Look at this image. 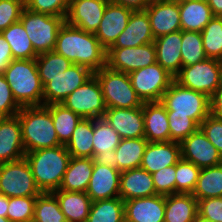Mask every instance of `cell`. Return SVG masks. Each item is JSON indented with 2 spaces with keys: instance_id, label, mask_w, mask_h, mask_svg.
Returning a JSON list of instances; mask_svg holds the SVG:
<instances>
[{
  "instance_id": "836d02e7",
  "label": "cell",
  "mask_w": 222,
  "mask_h": 222,
  "mask_svg": "<svg viewBox=\"0 0 222 222\" xmlns=\"http://www.w3.org/2000/svg\"><path fill=\"white\" fill-rule=\"evenodd\" d=\"M0 34L9 43L14 59H34L38 56L20 21L11 24Z\"/></svg>"
},
{
  "instance_id": "c3c4849f",
  "label": "cell",
  "mask_w": 222,
  "mask_h": 222,
  "mask_svg": "<svg viewBox=\"0 0 222 222\" xmlns=\"http://www.w3.org/2000/svg\"><path fill=\"white\" fill-rule=\"evenodd\" d=\"M21 106L16 102L9 84L0 74V116L11 117L18 114Z\"/></svg>"
},
{
  "instance_id": "d4e9b609",
  "label": "cell",
  "mask_w": 222,
  "mask_h": 222,
  "mask_svg": "<svg viewBox=\"0 0 222 222\" xmlns=\"http://www.w3.org/2000/svg\"><path fill=\"white\" fill-rule=\"evenodd\" d=\"M119 194L124 201L157 195L152 175L141 167L121 172Z\"/></svg>"
},
{
  "instance_id": "ac0fdd59",
  "label": "cell",
  "mask_w": 222,
  "mask_h": 222,
  "mask_svg": "<svg viewBox=\"0 0 222 222\" xmlns=\"http://www.w3.org/2000/svg\"><path fill=\"white\" fill-rule=\"evenodd\" d=\"M132 10L111 1L107 3L104 15L97 31L94 33L100 44L108 50L126 28Z\"/></svg>"
},
{
  "instance_id": "ee69618b",
  "label": "cell",
  "mask_w": 222,
  "mask_h": 222,
  "mask_svg": "<svg viewBox=\"0 0 222 222\" xmlns=\"http://www.w3.org/2000/svg\"><path fill=\"white\" fill-rule=\"evenodd\" d=\"M170 141L181 143L200 126L190 117L173 115V111H167Z\"/></svg>"
},
{
  "instance_id": "681fc988",
  "label": "cell",
  "mask_w": 222,
  "mask_h": 222,
  "mask_svg": "<svg viewBox=\"0 0 222 222\" xmlns=\"http://www.w3.org/2000/svg\"><path fill=\"white\" fill-rule=\"evenodd\" d=\"M200 128L222 156V119L210 113L201 122Z\"/></svg>"
},
{
  "instance_id": "e0dca14e",
  "label": "cell",
  "mask_w": 222,
  "mask_h": 222,
  "mask_svg": "<svg viewBox=\"0 0 222 222\" xmlns=\"http://www.w3.org/2000/svg\"><path fill=\"white\" fill-rule=\"evenodd\" d=\"M103 117L121 139L145 137L143 105L136 108H107Z\"/></svg>"
},
{
  "instance_id": "db71d44e",
  "label": "cell",
  "mask_w": 222,
  "mask_h": 222,
  "mask_svg": "<svg viewBox=\"0 0 222 222\" xmlns=\"http://www.w3.org/2000/svg\"><path fill=\"white\" fill-rule=\"evenodd\" d=\"M210 113L222 119V83L210 98Z\"/></svg>"
},
{
  "instance_id": "4fadbf2b",
  "label": "cell",
  "mask_w": 222,
  "mask_h": 222,
  "mask_svg": "<svg viewBox=\"0 0 222 222\" xmlns=\"http://www.w3.org/2000/svg\"><path fill=\"white\" fill-rule=\"evenodd\" d=\"M154 42L137 47L109 48L106 65L115 71L130 73L156 63Z\"/></svg>"
},
{
  "instance_id": "bcb514c9",
  "label": "cell",
  "mask_w": 222,
  "mask_h": 222,
  "mask_svg": "<svg viewBox=\"0 0 222 222\" xmlns=\"http://www.w3.org/2000/svg\"><path fill=\"white\" fill-rule=\"evenodd\" d=\"M25 0H0V32L20 20Z\"/></svg>"
},
{
  "instance_id": "603a6c76",
  "label": "cell",
  "mask_w": 222,
  "mask_h": 222,
  "mask_svg": "<svg viewBox=\"0 0 222 222\" xmlns=\"http://www.w3.org/2000/svg\"><path fill=\"white\" fill-rule=\"evenodd\" d=\"M181 159V146L178 142H148L141 168L150 174L168 167L176 165Z\"/></svg>"
},
{
  "instance_id": "8fae6325",
  "label": "cell",
  "mask_w": 222,
  "mask_h": 222,
  "mask_svg": "<svg viewBox=\"0 0 222 222\" xmlns=\"http://www.w3.org/2000/svg\"><path fill=\"white\" fill-rule=\"evenodd\" d=\"M61 104L85 119L103 117L107 109L95 75L75 89Z\"/></svg>"
},
{
  "instance_id": "cb8c5ba5",
  "label": "cell",
  "mask_w": 222,
  "mask_h": 222,
  "mask_svg": "<svg viewBox=\"0 0 222 222\" xmlns=\"http://www.w3.org/2000/svg\"><path fill=\"white\" fill-rule=\"evenodd\" d=\"M182 30L160 36L154 40L156 61L175 77L181 70Z\"/></svg>"
},
{
  "instance_id": "f546056e",
  "label": "cell",
  "mask_w": 222,
  "mask_h": 222,
  "mask_svg": "<svg viewBox=\"0 0 222 222\" xmlns=\"http://www.w3.org/2000/svg\"><path fill=\"white\" fill-rule=\"evenodd\" d=\"M181 30L201 32L214 17L207 2L179 1Z\"/></svg>"
},
{
  "instance_id": "7a4b0ae2",
  "label": "cell",
  "mask_w": 222,
  "mask_h": 222,
  "mask_svg": "<svg viewBox=\"0 0 222 222\" xmlns=\"http://www.w3.org/2000/svg\"><path fill=\"white\" fill-rule=\"evenodd\" d=\"M24 157L42 193L59 190L71 159L65 145L30 151Z\"/></svg>"
},
{
  "instance_id": "8d00e7d4",
  "label": "cell",
  "mask_w": 222,
  "mask_h": 222,
  "mask_svg": "<svg viewBox=\"0 0 222 222\" xmlns=\"http://www.w3.org/2000/svg\"><path fill=\"white\" fill-rule=\"evenodd\" d=\"M120 140L119 134L104 117L93 119V154L115 150Z\"/></svg>"
},
{
  "instance_id": "6125c7cd",
  "label": "cell",
  "mask_w": 222,
  "mask_h": 222,
  "mask_svg": "<svg viewBox=\"0 0 222 222\" xmlns=\"http://www.w3.org/2000/svg\"><path fill=\"white\" fill-rule=\"evenodd\" d=\"M219 63H220V65H221V67H222V56L219 58Z\"/></svg>"
},
{
  "instance_id": "816d5d0a",
  "label": "cell",
  "mask_w": 222,
  "mask_h": 222,
  "mask_svg": "<svg viewBox=\"0 0 222 222\" xmlns=\"http://www.w3.org/2000/svg\"><path fill=\"white\" fill-rule=\"evenodd\" d=\"M14 60L9 43L0 34V74H3Z\"/></svg>"
},
{
  "instance_id": "5bb4252c",
  "label": "cell",
  "mask_w": 222,
  "mask_h": 222,
  "mask_svg": "<svg viewBox=\"0 0 222 222\" xmlns=\"http://www.w3.org/2000/svg\"><path fill=\"white\" fill-rule=\"evenodd\" d=\"M180 146L181 158L194 163L201 169L222 164L221 154L200 127L184 139Z\"/></svg>"
},
{
  "instance_id": "b9f144b4",
  "label": "cell",
  "mask_w": 222,
  "mask_h": 222,
  "mask_svg": "<svg viewBox=\"0 0 222 222\" xmlns=\"http://www.w3.org/2000/svg\"><path fill=\"white\" fill-rule=\"evenodd\" d=\"M201 168L194 163L180 159L176 163L175 193H191L194 191Z\"/></svg>"
},
{
  "instance_id": "4316f807",
  "label": "cell",
  "mask_w": 222,
  "mask_h": 222,
  "mask_svg": "<svg viewBox=\"0 0 222 222\" xmlns=\"http://www.w3.org/2000/svg\"><path fill=\"white\" fill-rule=\"evenodd\" d=\"M198 215V200L191 193L165 195L164 222H193Z\"/></svg>"
},
{
  "instance_id": "1f68e13d",
  "label": "cell",
  "mask_w": 222,
  "mask_h": 222,
  "mask_svg": "<svg viewBox=\"0 0 222 222\" xmlns=\"http://www.w3.org/2000/svg\"><path fill=\"white\" fill-rule=\"evenodd\" d=\"M93 119L82 118L65 145L71 157L92 158Z\"/></svg>"
},
{
  "instance_id": "11a10c76",
  "label": "cell",
  "mask_w": 222,
  "mask_h": 222,
  "mask_svg": "<svg viewBox=\"0 0 222 222\" xmlns=\"http://www.w3.org/2000/svg\"><path fill=\"white\" fill-rule=\"evenodd\" d=\"M132 11H144L152 0H109Z\"/></svg>"
},
{
  "instance_id": "680465c9",
  "label": "cell",
  "mask_w": 222,
  "mask_h": 222,
  "mask_svg": "<svg viewBox=\"0 0 222 222\" xmlns=\"http://www.w3.org/2000/svg\"><path fill=\"white\" fill-rule=\"evenodd\" d=\"M193 222H212L209 219H206L204 217H201L199 214L197 215L196 219Z\"/></svg>"
},
{
  "instance_id": "91938a15",
  "label": "cell",
  "mask_w": 222,
  "mask_h": 222,
  "mask_svg": "<svg viewBox=\"0 0 222 222\" xmlns=\"http://www.w3.org/2000/svg\"><path fill=\"white\" fill-rule=\"evenodd\" d=\"M0 222H11L8 218L0 217Z\"/></svg>"
},
{
  "instance_id": "94428289",
  "label": "cell",
  "mask_w": 222,
  "mask_h": 222,
  "mask_svg": "<svg viewBox=\"0 0 222 222\" xmlns=\"http://www.w3.org/2000/svg\"><path fill=\"white\" fill-rule=\"evenodd\" d=\"M179 1H201V2H207V0H179Z\"/></svg>"
},
{
  "instance_id": "d6a6232c",
  "label": "cell",
  "mask_w": 222,
  "mask_h": 222,
  "mask_svg": "<svg viewBox=\"0 0 222 222\" xmlns=\"http://www.w3.org/2000/svg\"><path fill=\"white\" fill-rule=\"evenodd\" d=\"M51 113L53 125L62 145H66L77 124L82 119L77 113L66 108L61 103H53L45 106Z\"/></svg>"
},
{
  "instance_id": "7402d4cb",
  "label": "cell",
  "mask_w": 222,
  "mask_h": 222,
  "mask_svg": "<svg viewBox=\"0 0 222 222\" xmlns=\"http://www.w3.org/2000/svg\"><path fill=\"white\" fill-rule=\"evenodd\" d=\"M147 12L133 11L126 28L110 48L137 47L154 42Z\"/></svg>"
},
{
  "instance_id": "5b68a950",
  "label": "cell",
  "mask_w": 222,
  "mask_h": 222,
  "mask_svg": "<svg viewBox=\"0 0 222 222\" xmlns=\"http://www.w3.org/2000/svg\"><path fill=\"white\" fill-rule=\"evenodd\" d=\"M173 115L188 116L199 126L210 114V97L172 81L160 101Z\"/></svg>"
},
{
  "instance_id": "30bf717a",
  "label": "cell",
  "mask_w": 222,
  "mask_h": 222,
  "mask_svg": "<svg viewBox=\"0 0 222 222\" xmlns=\"http://www.w3.org/2000/svg\"><path fill=\"white\" fill-rule=\"evenodd\" d=\"M132 87L142 102H160L174 77L159 63L129 73Z\"/></svg>"
},
{
  "instance_id": "d6986e66",
  "label": "cell",
  "mask_w": 222,
  "mask_h": 222,
  "mask_svg": "<svg viewBox=\"0 0 222 222\" xmlns=\"http://www.w3.org/2000/svg\"><path fill=\"white\" fill-rule=\"evenodd\" d=\"M165 195L124 201L125 222H164Z\"/></svg>"
},
{
  "instance_id": "74e56055",
  "label": "cell",
  "mask_w": 222,
  "mask_h": 222,
  "mask_svg": "<svg viewBox=\"0 0 222 222\" xmlns=\"http://www.w3.org/2000/svg\"><path fill=\"white\" fill-rule=\"evenodd\" d=\"M33 222H67L52 192L41 193L35 203Z\"/></svg>"
},
{
  "instance_id": "44dd1931",
  "label": "cell",
  "mask_w": 222,
  "mask_h": 222,
  "mask_svg": "<svg viewBox=\"0 0 222 222\" xmlns=\"http://www.w3.org/2000/svg\"><path fill=\"white\" fill-rule=\"evenodd\" d=\"M120 175L116 168L94 163L86 193L92 202L119 197Z\"/></svg>"
},
{
  "instance_id": "52a82bcc",
  "label": "cell",
  "mask_w": 222,
  "mask_h": 222,
  "mask_svg": "<svg viewBox=\"0 0 222 222\" xmlns=\"http://www.w3.org/2000/svg\"><path fill=\"white\" fill-rule=\"evenodd\" d=\"M66 17L36 13L24 8L20 22L32 42L35 52L39 55L55 49L57 35Z\"/></svg>"
},
{
  "instance_id": "6f0895ef",
  "label": "cell",
  "mask_w": 222,
  "mask_h": 222,
  "mask_svg": "<svg viewBox=\"0 0 222 222\" xmlns=\"http://www.w3.org/2000/svg\"><path fill=\"white\" fill-rule=\"evenodd\" d=\"M8 206H9V197L0 194V217L7 218Z\"/></svg>"
},
{
  "instance_id": "7dc6e473",
  "label": "cell",
  "mask_w": 222,
  "mask_h": 222,
  "mask_svg": "<svg viewBox=\"0 0 222 222\" xmlns=\"http://www.w3.org/2000/svg\"><path fill=\"white\" fill-rule=\"evenodd\" d=\"M157 194H175L176 165L164 167L151 174Z\"/></svg>"
},
{
  "instance_id": "2e32d148",
  "label": "cell",
  "mask_w": 222,
  "mask_h": 222,
  "mask_svg": "<svg viewBox=\"0 0 222 222\" xmlns=\"http://www.w3.org/2000/svg\"><path fill=\"white\" fill-rule=\"evenodd\" d=\"M109 0H71L65 21L86 32L95 33Z\"/></svg>"
},
{
  "instance_id": "3957f363",
  "label": "cell",
  "mask_w": 222,
  "mask_h": 222,
  "mask_svg": "<svg viewBox=\"0 0 222 222\" xmlns=\"http://www.w3.org/2000/svg\"><path fill=\"white\" fill-rule=\"evenodd\" d=\"M3 76L21 107L44 106L43 85L35 58L12 60Z\"/></svg>"
},
{
  "instance_id": "ffe728a7",
  "label": "cell",
  "mask_w": 222,
  "mask_h": 222,
  "mask_svg": "<svg viewBox=\"0 0 222 222\" xmlns=\"http://www.w3.org/2000/svg\"><path fill=\"white\" fill-rule=\"evenodd\" d=\"M22 128L17 115L0 119V164L24 158Z\"/></svg>"
},
{
  "instance_id": "9a60e30c",
  "label": "cell",
  "mask_w": 222,
  "mask_h": 222,
  "mask_svg": "<svg viewBox=\"0 0 222 222\" xmlns=\"http://www.w3.org/2000/svg\"><path fill=\"white\" fill-rule=\"evenodd\" d=\"M145 11L155 39L181 30L179 0H152Z\"/></svg>"
},
{
  "instance_id": "ab89813d",
  "label": "cell",
  "mask_w": 222,
  "mask_h": 222,
  "mask_svg": "<svg viewBox=\"0 0 222 222\" xmlns=\"http://www.w3.org/2000/svg\"><path fill=\"white\" fill-rule=\"evenodd\" d=\"M200 33L207 58L219 60L222 56V17L214 16Z\"/></svg>"
},
{
  "instance_id": "e575fe53",
  "label": "cell",
  "mask_w": 222,
  "mask_h": 222,
  "mask_svg": "<svg viewBox=\"0 0 222 222\" xmlns=\"http://www.w3.org/2000/svg\"><path fill=\"white\" fill-rule=\"evenodd\" d=\"M192 195L197 200L222 197V164L201 169Z\"/></svg>"
},
{
  "instance_id": "f6af8a7d",
  "label": "cell",
  "mask_w": 222,
  "mask_h": 222,
  "mask_svg": "<svg viewBox=\"0 0 222 222\" xmlns=\"http://www.w3.org/2000/svg\"><path fill=\"white\" fill-rule=\"evenodd\" d=\"M71 0H25V8L32 12L66 17Z\"/></svg>"
},
{
  "instance_id": "6da1fadb",
  "label": "cell",
  "mask_w": 222,
  "mask_h": 222,
  "mask_svg": "<svg viewBox=\"0 0 222 222\" xmlns=\"http://www.w3.org/2000/svg\"><path fill=\"white\" fill-rule=\"evenodd\" d=\"M54 51L71 63L84 66L92 72L106 66L107 50L94 33L67 24L60 28Z\"/></svg>"
},
{
  "instance_id": "9c48e42d",
  "label": "cell",
  "mask_w": 222,
  "mask_h": 222,
  "mask_svg": "<svg viewBox=\"0 0 222 222\" xmlns=\"http://www.w3.org/2000/svg\"><path fill=\"white\" fill-rule=\"evenodd\" d=\"M41 193L25 157L0 164V194L24 197L38 196Z\"/></svg>"
},
{
  "instance_id": "f907efd6",
  "label": "cell",
  "mask_w": 222,
  "mask_h": 222,
  "mask_svg": "<svg viewBox=\"0 0 222 222\" xmlns=\"http://www.w3.org/2000/svg\"><path fill=\"white\" fill-rule=\"evenodd\" d=\"M198 214L212 222H222V197L198 200Z\"/></svg>"
},
{
  "instance_id": "8992f818",
  "label": "cell",
  "mask_w": 222,
  "mask_h": 222,
  "mask_svg": "<svg viewBox=\"0 0 222 222\" xmlns=\"http://www.w3.org/2000/svg\"><path fill=\"white\" fill-rule=\"evenodd\" d=\"M94 75L100 83L106 108H136L143 105L128 73L112 70L106 65Z\"/></svg>"
},
{
  "instance_id": "9f6ffc18",
  "label": "cell",
  "mask_w": 222,
  "mask_h": 222,
  "mask_svg": "<svg viewBox=\"0 0 222 222\" xmlns=\"http://www.w3.org/2000/svg\"><path fill=\"white\" fill-rule=\"evenodd\" d=\"M214 16H222V0H207Z\"/></svg>"
},
{
  "instance_id": "f1b7e54d",
  "label": "cell",
  "mask_w": 222,
  "mask_h": 222,
  "mask_svg": "<svg viewBox=\"0 0 222 222\" xmlns=\"http://www.w3.org/2000/svg\"><path fill=\"white\" fill-rule=\"evenodd\" d=\"M93 166L92 158L71 157L59 190L86 192Z\"/></svg>"
},
{
  "instance_id": "7bdbcfd3",
  "label": "cell",
  "mask_w": 222,
  "mask_h": 222,
  "mask_svg": "<svg viewBox=\"0 0 222 222\" xmlns=\"http://www.w3.org/2000/svg\"><path fill=\"white\" fill-rule=\"evenodd\" d=\"M37 196L9 197L7 218L11 222H33Z\"/></svg>"
},
{
  "instance_id": "d590c367",
  "label": "cell",
  "mask_w": 222,
  "mask_h": 222,
  "mask_svg": "<svg viewBox=\"0 0 222 222\" xmlns=\"http://www.w3.org/2000/svg\"><path fill=\"white\" fill-rule=\"evenodd\" d=\"M86 222H125L124 200L119 196L92 202Z\"/></svg>"
},
{
  "instance_id": "60d3db41",
  "label": "cell",
  "mask_w": 222,
  "mask_h": 222,
  "mask_svg": "<svg viewBox=\"0 0 222 222\" xmlns=\"http://www.w3.org/2000/svg\"><path fill=\"white\" fill-rule=\"evenodd\" d=\"M35 60L39 77H57L73 64L54 50L39 54Z\"/></svg>"
},
{
  "instance_id": "83f0119b",
  "label": "cell",
  "mask_w": 222,
  "mask_h": 222,
  "mask_svg": "<svg viewBox=\"0 0 222 222\" xmlns=\"http://www.w3.org/2000/svg\"><path fill=\"white\" fill-rule=\"evenodd\" d=\"M60 205L67 222H86L92 200L86 192L55 190L52 192Z\"/></svg>"
},
{
  "instance_id": "4dcf8cb0",
  "label": "cell",
  "mask_w": 222,
  "mask_h": 222,
  "mask_svg": "<svg viewBox=\"0 0 222 222\" xmlns=\"http://www.w3.org/2000/svg\"><path fill=\"white\" fill-rule=\"evenodd\" d=\"M147 144L145 137L121 139L115 148L117 170L123 172L140 167Z\"/></svg>"
},
{
  "instance_id": "f35d334b",
  "label": "cell",
  "mask_w": 222,
  "mask_h": 222,
  "mask_svg": "<svg viewBox=\"0 0 222 222\" xmlns=\"http://www.w3.org/2000/svg\"><path fill=\"white\" fill-rule=\"evenodd\" d=\"M181 57L183 66L194 65L207 58L200 32L182 30Z\"/></svg>"
},
{
  "instance_id": "7c38bea8",
  "label": "cell",
  "mask_w": 222,
  "mask_h": 222,
  "mask_svg": "<svg viewBox=\"0 0 222 222\" xmlns=\"http://www.w3.org/2000/svg\"><path fill=\"white\" fill-rule=\"evenodd\" d=\"M94 75L90 69L72 64L57 77H40L43 85L44 106L61 103L75 89L84 84Z\"/></svg>"
},
{
  "instance_id": "ba28073f",
  "label": "cell",
  "mask_w": 222,
  "mask_h": 222,
  "mask_svg": "<svg viewBox=\"0 0 222 222\" xmlns=\"http://www.w3.org/2000/svg\"><path fill=\"white\" fill-rule=\"evenodd\" d=\"M174 80L211 98L222 83V67L217 59L206 58L194 65L182 66Z\"/></svg>"
},
{
  "instance_id": "484cf974",
  "label": "cell",
  "mask_w": 222,
  "mask_h": 222,
  "mask_svg": "<svg viewBox=\"0 0 222 222\" xmlns=\"http://www.w3.org/2000/svg\"><path fill=\"white\" fill-rule=\"evenodd\" d=\"M143 117L148 142L170 141L167 110L161 102H143Z\"/></svg>"
},
{
  "instance_id": "277c9868",
  "label": "cell",
  "mask_w": 222,
  "mask_h": 222,
  "mask_svg": "<svg viewBox=\"0 0 222 222\" xmlns=\"http://www.w3.org/2000/svg\"><path fill=\"white\" fill-rule=\"evenodd\" d=\"M17 116L21 123L25 153L62 145L51 113L45 106L21 107Z\"/></svg>"
},
{
  "instance_id": "f5cc1de1",
  "label": "cell",
  "mask_w": 222,
  "mask_h": 222,
  "mask_svg": "<svg viewBox=\"0 0 222 222\" xmlns=\"http://www.w3.org/2000/svg\"><path fill=\"white\" fill-rule=\"evenodd\" d=\"M92 160L96 164L110 166L117 169V158L115 150L93 154Z\"/></svg>"
}]
</instances>
